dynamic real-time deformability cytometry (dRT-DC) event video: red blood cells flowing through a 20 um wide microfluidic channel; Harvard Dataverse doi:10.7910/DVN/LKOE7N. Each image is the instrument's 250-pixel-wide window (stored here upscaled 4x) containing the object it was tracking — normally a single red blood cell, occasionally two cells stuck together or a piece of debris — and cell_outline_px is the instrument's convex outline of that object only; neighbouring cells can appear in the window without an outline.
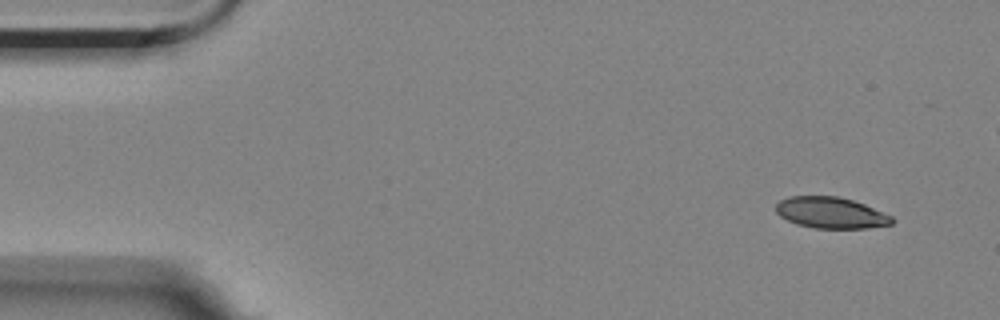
{"species": "Egyptian fruit bat (a non-hibernating species)", "species_latin": "Rousettus aegyptiacus", "temperature_condition": "room temperature", "stored_images_in_passage": 7, "camera_frame_rate_fps": 3000, "um_per_image_px": 0.085, "animal": {"sex": "female"}, "frame": {"image": 1, "passage_image": 1, "time_ms": 0.0, "image_size_px": [1000, 320], "cell_outline_px": [[896, 220], [892, 224], [868, 228], [812, 228], [796, 224], [780, 216], [776, 212], [776, 204], [780, 200], [788, 196], [836, 196], [852, 200], [864, 204], [892, 216]], "centroid_in_image_um": [70.62, 18.09], "position_along_channel_um": 14.4, "area_um2": 21.15}}
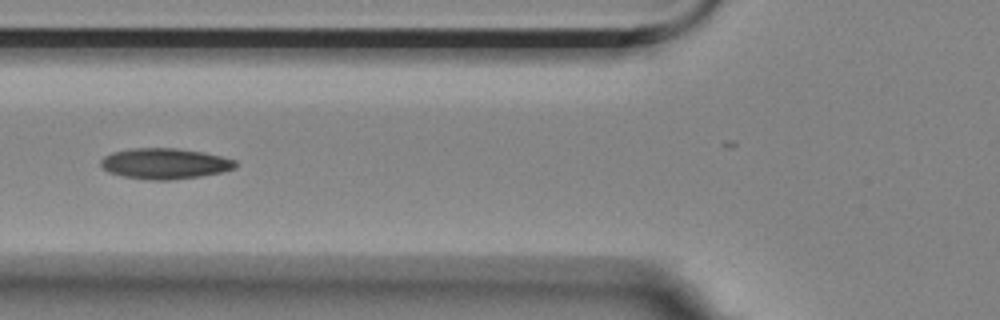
{"frame": {"image": 2, "passage_image": 6, "time_ms": 5.667, "image_size_px": [1000, 320], "cell_outline_px": [[236, 168], [220, 172], [200, 176], [172, 180], [152, 180], [124, 176], [108, 172], [100, 164], [100, 160], [104, 156], [112, 152], [132, 148], [176, 148], [204, 152], [236, 160]], "centroid_in_image_um": [14.0, 13.9], "position_along_channel_um": 111.8, "area_um2": 24.04}}
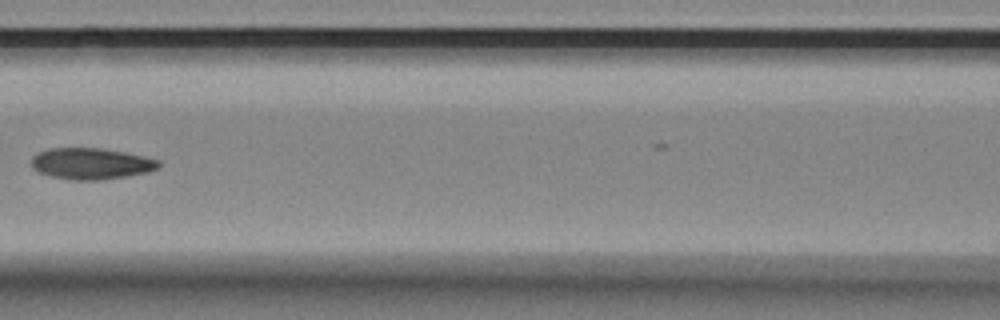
{"frame": {"image": 3, "passage_image": 7, "time_ms": 7.0, "image_size_px": [1000, 320], "cell_outline_px": [[160, 168], [148, 172], [128, 176], [104, 180], [72, 180], [52, 176], [36, 172], [32, 168], [32, 156], [48, 148], [100, 148], [124, 152], [160, 160]], "centroid_in_image_um": [7.75, 13.92], "position_along_channel_um": 158.9, "area_um2": 23.35}}